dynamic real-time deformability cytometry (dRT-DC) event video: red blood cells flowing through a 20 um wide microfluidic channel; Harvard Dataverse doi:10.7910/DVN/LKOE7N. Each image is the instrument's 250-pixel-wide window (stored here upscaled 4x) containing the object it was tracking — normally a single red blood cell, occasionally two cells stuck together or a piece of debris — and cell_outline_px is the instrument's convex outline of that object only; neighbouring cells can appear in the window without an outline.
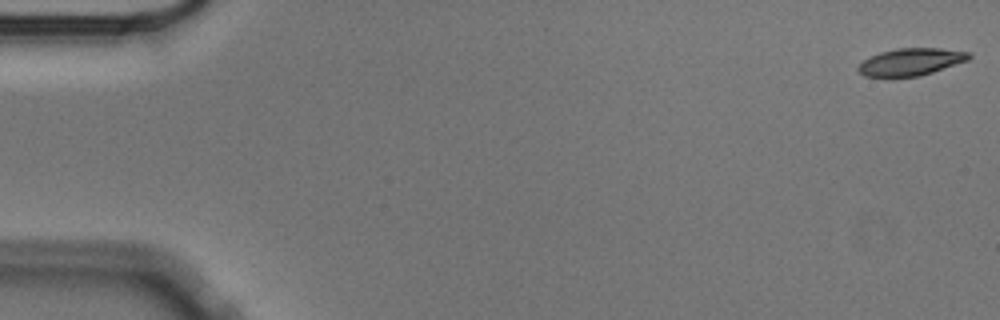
{"species": "Egyptian fruit bat (a non-hibernating species)", "species_latin": "Rousettus aegyptiacus", "temperature_condition": "cold", "stored_images_in_passage": 51, "camera_frame_rate_fps": 3000, "um_per_image_px": 0.085, "animal": {"sex": "male"}, "frame": {"image": 1, "passage_image": 1, "time_ms": 0.0, "image_size_px": [1000, 320], "cell_outline_px": [[972, 56], [968, 60], [920, 76], [864, 76], [856, 68], [864, 60], [880, 52], [896, 48], [940, 48], [968, 52]], "centroid_in_image_um": [77.43, 5.25], "position_along_channel_um": 7.6, "area_um2": 17.28}}
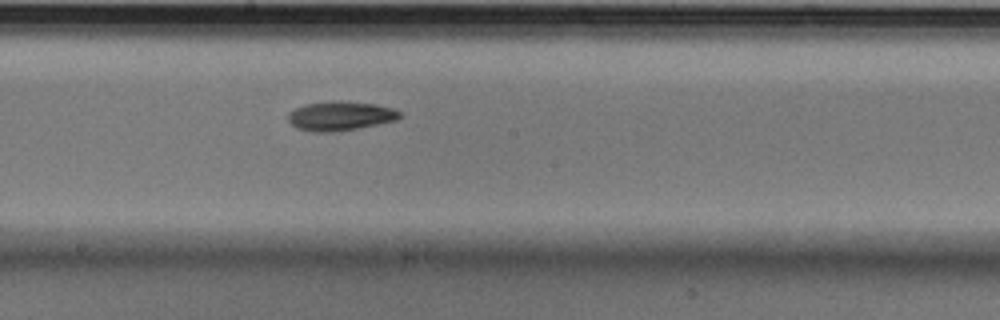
{"frame": {"image": 2, "passage_image": 31, "time_ms": 10.0, "image_size_px": [1000, 320], "cell_outline_px": [[400, 116], [396, 120], [356, 128], [328, 132], [316, 132], [296, 128], [288, 120], [288, 112], [296, 108], [308, 104], [336, 100], [340, 100], [376, 104], [392, 108], [400, 112]], "centroid_in_image_um": [28.9, 9.84], "position_along_channel_um": 219.3, "area_um2": 18.73}}
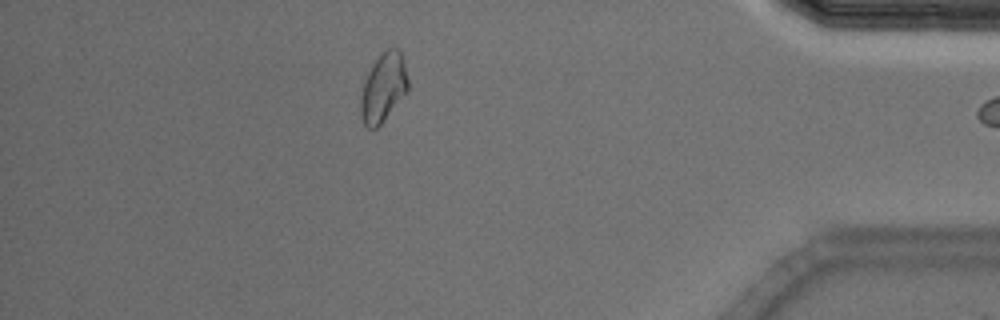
{"frame": {"image": 3, "passage_image": 50, "time_ms": 16.333, "image_size_px": [1000, 320], "cell_outline_px": [[408, 88], [380, 124], [376, 128], [368, 128], [364, 124], [360, 116], [360, 96], [364, 80], [372, 64], [380, 52], [388, 48], [396, 48], [400, 52], [404, 64], [408, 80]], "centroid_in_image_um": [32.54, 7.42], "position_along_channel_um": 402.7, "area_um2": 18.67}}